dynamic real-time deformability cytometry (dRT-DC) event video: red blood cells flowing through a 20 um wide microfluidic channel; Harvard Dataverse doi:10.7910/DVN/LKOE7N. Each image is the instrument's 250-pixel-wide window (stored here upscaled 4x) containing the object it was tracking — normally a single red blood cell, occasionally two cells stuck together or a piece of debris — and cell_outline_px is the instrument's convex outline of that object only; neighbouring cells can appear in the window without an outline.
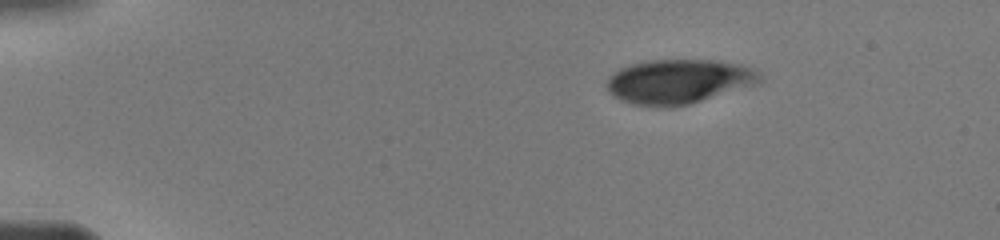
{"species": "human", "species_latin": "Homo sapiens", "temperature_condition": "warm", "stored_images_in_passage": 19, "camera_frame_rate_fps": 3000, "um_per_image_px": 0.085, "donor": {"sex": "male"}, "frame": {"image": 1, "passage_image": 1, "time_ms": 0.0, "image_size_px": [1000, 240], "cell_outline_px": [[764, 80], [760, 84], [688, 104], [664, 108], [636, 104], [624, 100], [616, 96], [604, 84], [608, 76], [620, 68], [644, 60], [720, 60], [740, 64], [756, 68], [764, 76]], "centroid_in_image_um": [57.78, 6.91], "position_along_channel_um": 27.2, "area_um2": 40.06}}
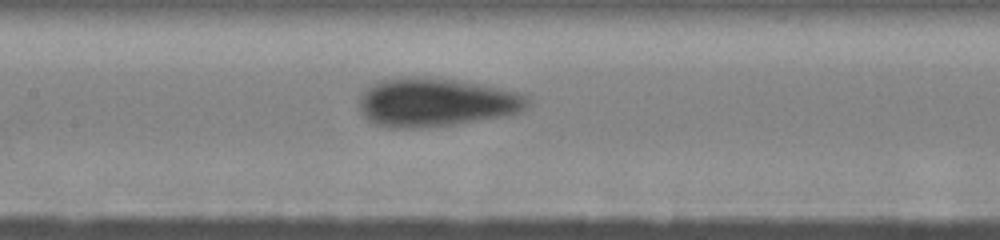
{"frame": {"image": 2, "passage_image": 12, "time_ms": 5.667, "image_size_px": [1000, 240], "cell_outline_px": [[528, 104], [520, 112], [500, 116], [452, 124], [392, 128], [376, 124], [368, 120], [364, 116], [360, 108], [360, 100], [364, 92], [368, 88], [384, 80], [444, 80], [476, 84], [516, 92], [528, 96]], "centroid_in_image_um": [37.07, 8.74], "position_along_channel_um": 170.3, "area_um2": 44.91}}
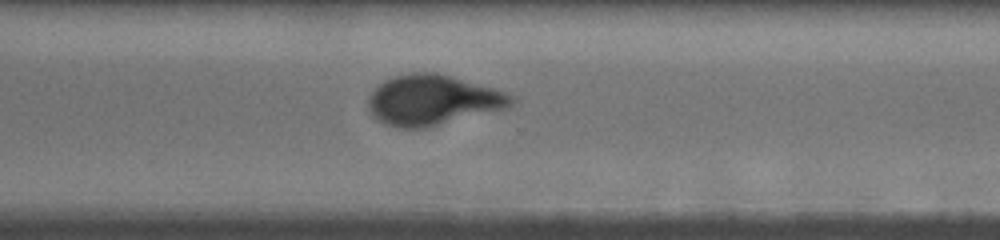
{"frame": {"image": 3, "passage_image": 19, "time_ms": 9.667, "image_size_px": [1000, 240], "cell_outline_px": [[516, 100], [508, 108], [424, 128], [400, 128], [388, 124], [372, 116], [368, 108], [368, 100], [372, 92], [380, 84], [396, 76], [424, 72], [448, 76], [492, 88], [504, 92], [512, 96]], "centroid_in_image_um": [36.78, 8.54], "position_along_channel_um": 333.8, "area_um2": 40.81}}